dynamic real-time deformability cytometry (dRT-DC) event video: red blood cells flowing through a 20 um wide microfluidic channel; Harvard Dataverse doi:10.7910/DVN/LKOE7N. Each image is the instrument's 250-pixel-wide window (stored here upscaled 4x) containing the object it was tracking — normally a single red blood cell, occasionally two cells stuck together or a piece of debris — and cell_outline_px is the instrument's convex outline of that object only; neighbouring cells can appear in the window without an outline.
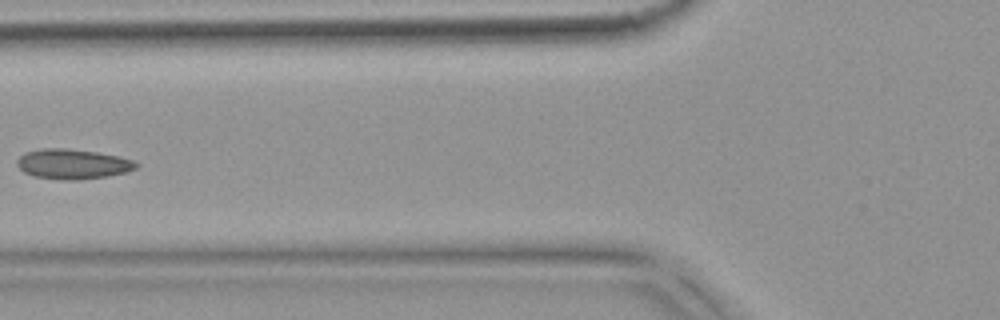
{"species": "common noctule bat (a hibernating species)", "species_latin": "Nyctalus noctula", "temperature_condition": "warm", "stored_images_in_passage": 5, "camera_frame_rate_fps": 3000, "um_per_image_px": 0.085, "animal": {"sex": "female", "body_mass_g": 18.4}, "frame": {"image": 1, "passage_image": 5, "time_ms": 1.333, "image_size_px": [1000, 320], "cell_outline_px": [[140, 164], [136, 168], [124, 172], [108, 176], [76, 180], [60, 180], [32, 176], [24, 172], [16, 164], [16, 160], [20, 156], [28, 152], [40, 148], [64, 148], [96, 152], [116, 156], [132, 160]], "centroid_in_image_um": [6.15, 13.95], "position_along_channel_um": 119.7, "area_um2": 20.69}}